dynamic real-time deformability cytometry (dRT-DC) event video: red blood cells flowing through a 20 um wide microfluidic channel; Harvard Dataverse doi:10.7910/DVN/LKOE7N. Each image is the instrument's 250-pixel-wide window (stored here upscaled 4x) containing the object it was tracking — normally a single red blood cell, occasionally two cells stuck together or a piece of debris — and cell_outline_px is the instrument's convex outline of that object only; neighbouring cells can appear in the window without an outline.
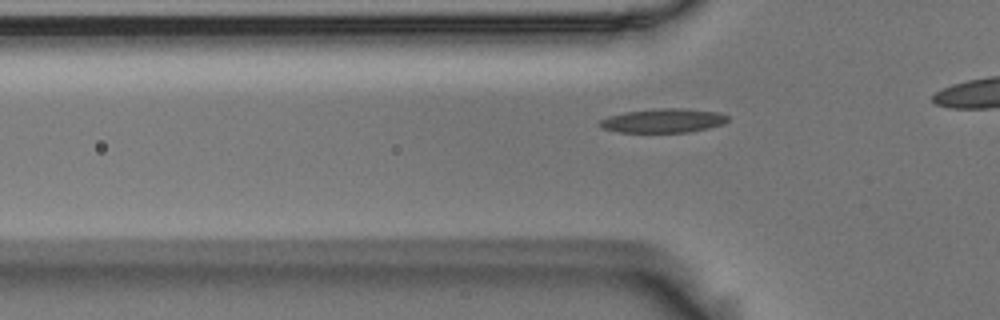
{"species": "Egyptian fruit bat (a non-hibernating species)", "species_latin": "Rousettus aegyptiacus", "temperature_condition": "room temperature", "stored_images_in_passage": 36, "camera_frame_rate_fps": 3000, "um_per_image_px": 0.085, "animal": {"sex": "male"}, "frame": {"image": 1, "passage_image": 9, "time_ms": 2.667, "image_size_px": [1000, 320], "cell_outline_px": [[728, 120], [724, 124], [708, 128], [688, 132], [620, 132], [604, 128], [600, 124], [600, 120], [608, 116], [624, 112], [660, 108], [680, 108], [720, 112], [728, 116]], "centroid_in_image_um": [56.42, 10.25], "position_along_channel_um": 69.4, "area_um2": 17.8}}
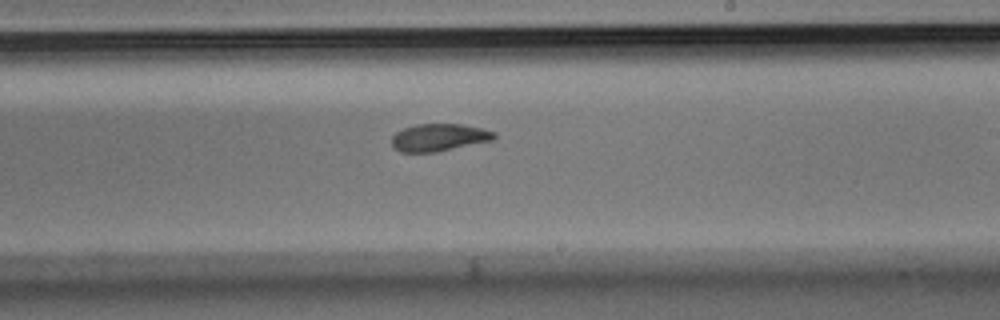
{"frame": {"image": 2, "passage_image": 24, "time_ms": 7.667, "image_size_px": [1000, 320], "cell_outline_px": [[496, 136], [492, 140], [436, 152], [400, 152], [392, 144], [392, 136], [396, 132], [404, 128], [416, 124], [460, 124], [480, 128], [496, 132]], "centroid_in_image_um": [37.3, 11.68], "position_along_channel_um": 251.7, "area_um2": 16.18}}
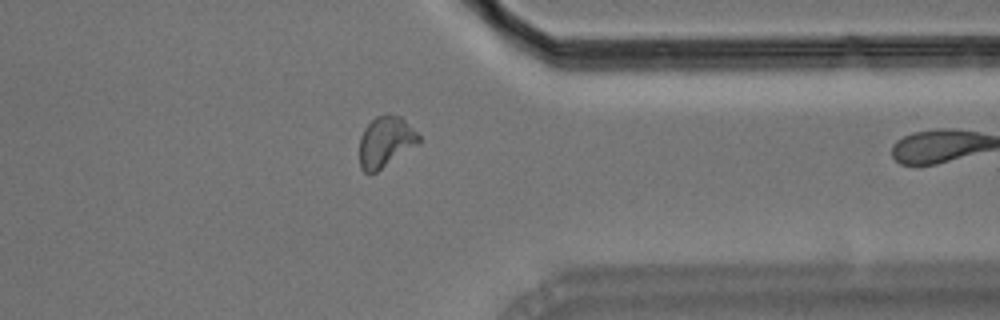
{"frame": {"image": 3, "passage_image": 35, "time_ms": 11.333, "image_size_px": [1000, 320], "cell_outline_px": [[420, 144], [376, 172], [368, 176], [360, 168], [360, 136], [364, 128], [376, 116], [400, 116], [420, 136]], "centroid_in_image_um": [32.76, 12.11], "position_along_channel_um": 378.6, "area_um2": 17.51}}